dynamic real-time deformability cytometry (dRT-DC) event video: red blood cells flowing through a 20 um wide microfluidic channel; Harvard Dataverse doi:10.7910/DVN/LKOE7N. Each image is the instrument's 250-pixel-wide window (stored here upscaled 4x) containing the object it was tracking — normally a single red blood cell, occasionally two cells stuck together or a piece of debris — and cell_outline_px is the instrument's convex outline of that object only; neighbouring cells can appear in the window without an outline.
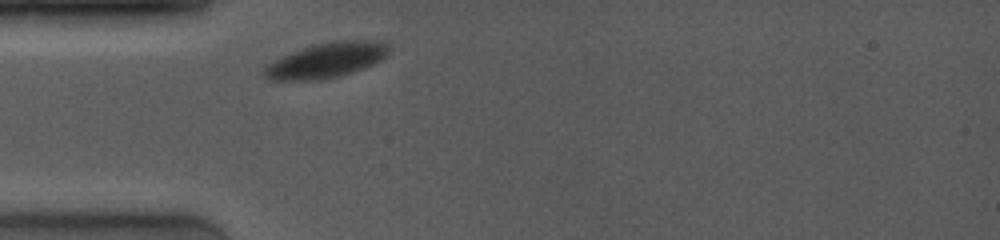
{"species": "common noctule bat (a hibernating species)", "species_latin": "Nyctalus noctula", "temperature_condition": "room temperature", "stored_images_in_passage": 1, "camera_frame_rate_fps": 4000, "um_per_image_px": 0.085, "animal": {"sex": "female", "body_mass_g": 19.0, "forearm_length_mm": 53.3}, "frame": {"image": 1, "passage_image": 1, "time_ms": 0.0, "image_size_px": [1000, 240], "cell_outline_px": [[388, 52], [380, 60], [364, 68], [340, 76], [320, 80], [272, 80], [264, 76], [264, 68], [268, 64], [280, 56], [300, 48], [312, 44], [332, 40], [384, 40], [388, 44]], "centroid_in_image_um": [27.74, 5.1], "position_along_channel_um": 57.3, "area_um2": 25.72}}